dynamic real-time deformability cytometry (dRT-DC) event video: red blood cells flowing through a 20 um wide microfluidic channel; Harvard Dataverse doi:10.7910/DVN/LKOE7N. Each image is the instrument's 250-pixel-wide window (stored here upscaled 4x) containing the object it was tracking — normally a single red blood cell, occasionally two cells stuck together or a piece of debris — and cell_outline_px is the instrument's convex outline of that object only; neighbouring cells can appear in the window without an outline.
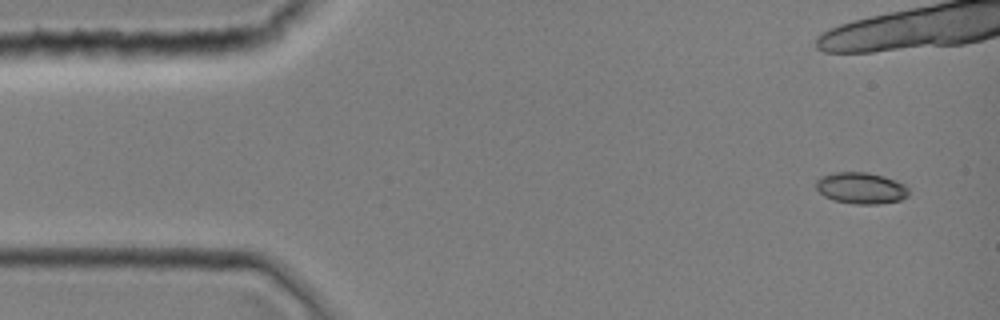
{"species": "common noctule bat (a hibernating species)", "species_latin": "Nyctalus noctula", "temperature_condition": "room temperature", "stored_images_in_passage": 1, "camera_frame_rate_fps": 3000, "um_per_image_px": 0.085, "animal": {"sex": "female", "body_mass_g": 19.0, "forearm_length_mm": 51.5}, "frame": {"image": 1, "passage_image": 1, "time_ms": 0.0, "image_size_px": [1000, 320], "cell_outline_px": [[908, 196], [900, 200], [880, 204], [856, 204], [836, 200], [824, 196], [816, 188], [816, 180], [820, 176], [832, 172], [868, 172], [884, 176], [896, 180], [904, 184], [908, 188]], "centroid_in_image_um": [73.19, 15.97], "position_along_channel_um": 11.8, "area_um2": 17.05}}